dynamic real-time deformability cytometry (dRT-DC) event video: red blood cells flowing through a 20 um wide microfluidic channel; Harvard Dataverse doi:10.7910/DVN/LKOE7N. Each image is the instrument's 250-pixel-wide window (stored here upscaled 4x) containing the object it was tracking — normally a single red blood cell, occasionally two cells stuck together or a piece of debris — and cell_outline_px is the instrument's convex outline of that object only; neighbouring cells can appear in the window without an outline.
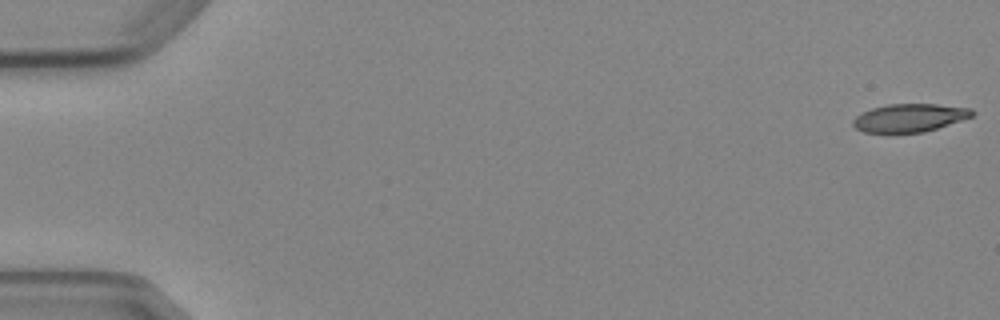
{"species": "Egyptian fruit bat (a non-hibernating species)", "species_latin": "Rousettus aegyptiacus", "temperature_condition": "cold", "stored_images_in_passage": 8, "camera_frame_rate_fps": 3000, "um_per_image_px": 0.085, "animal": {"sex": "female"}, "frame": {"image": 1, "passage_image": 1, "time_ms": 0.0, "image_size_px": [1000, 320], "cell_outline_px": [[976, 112], [972, 116], [924, 132], [864, 132], [856, 128], [852, 124], [852, 120], [856, 116], [872, 108], [888, 104], [936, 104], [972, 108]], "centroid_in_image_um": [77.31, 10.0], "position_along_channel_um": 7.7, "area_um2": 19.25}}
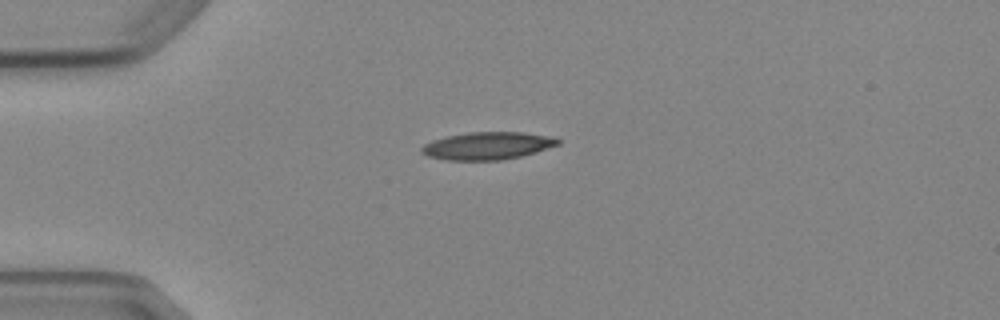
{"frame": {"image": 2, "passage_image": 4, "time_ms": 4.333, "image_size_px": [1000, 320], "cell_outline_px": [[560, 144], [536, 152], [520, 156], [500, 160], [448, 160], [428, 156], [420, 152], [420, 148], [424, 144], [432, 140], [448, 136], [468, 132], [524, 132], [556, 136], [560, 140]], "centroid_in_image_um": [41.47, 12.38], "position_along_channel_um": 43.5, "area_um2": 22.02}}
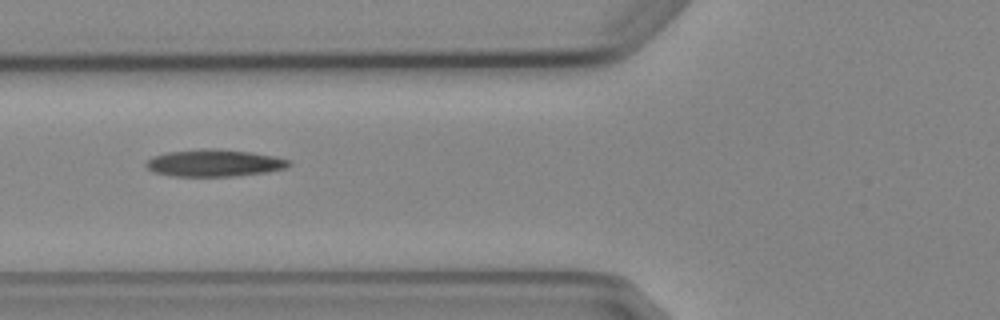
{"frame": {"image": 3, "passage_image": 6, "time_ms": 6.667, "image_size_px": [1000, 320], "cell_outline_px": [[292, 164], [288, 168], [268, 172], [236, 176], [172, 176], [152, 172], [144, 164], [152, 156], [168, 152], [208, 148], [212, 148], [252, 152], [272, 156], [288, 160]], "centroid_in_image_um": [18.21, 13.86], "position_along_channel_um": 107.6, "area_um2": 22.6}}